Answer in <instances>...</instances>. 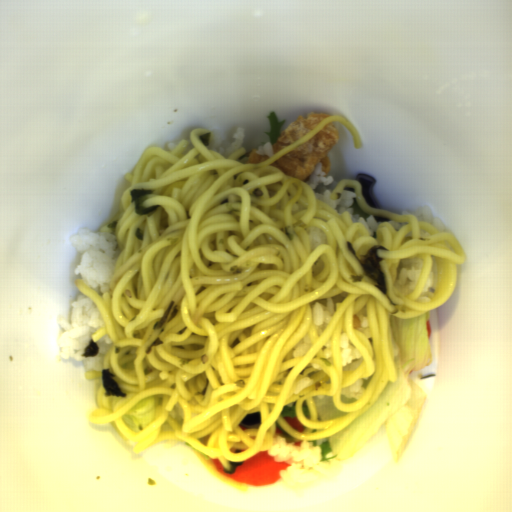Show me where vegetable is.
<instances>
[{
    "mask_svg": "<svg viewBox=\"0 0 512 512\" xmlns=\"http://www.w3.org/2000/svg\"><path fill=\"white\" fill-rule=\"evenodd\" d=\"M429 321V311L411 319L390 315L395 381L387 384L371 406L352 423L336 433L310 440L312 446L320 449L319 461L352 459L382 428L394 463L400 462L426 402L412 374L429 367L432 361Z\"/></svg>",
    "mask_w": 512,
    "mask_h": 512,
    "instance_id": "obj_1",
    "label": "vegetable"
},
{
    "mask_svg": "<svg viewBox=\"0 0 512 512\" xmlns=\"http://www.w3.org/2000/svg\"><path fill=\"white\" fill-rule=\"evenodd\" d=\"M281 416H289V417H296L298 418L296 414V401H292L286 406H284Z\"/></svg>",
    "mask_w": 512,
    "mask_h": 512,
    "instance_id": "obj_4",
    "label": "vegetable"
},
{
    "mask_svg": "<svg viewBox=\"0 0 512 512\" xmlns=\"http://www.w3.org/2000/svg\"><path fill=\"white\" fill-rule=\"evenodd\" d=\"M315 415L317 421L330 420L336 417L346 415V412L340 411L334 404V397L327 395L312 396Z\"/></svg>",
    "mask_w": 512,
    "mask_h": 512,
    "instance_id": "obj_2",
    "label": "vegetable"
},
{
    "mask_svg": "<svg viewBox=\"0 0 512 512\" xmlns=\"http://www.w3.org/2000/svg\"><path fill=\"white\" fill-rule=\"evenodd\" d=\"M340 401L342 402L343 405H348V404H351L353 402H356L358 400H355L353 397H350V396H347V395H344L341 391H340Z\"/></svg>",
    "mask_w": 512,
    "mask_h": 512,
    "instance_id": "obj_5",
    "label": "vegetable"
},
{
    "mask_svg": "<svg viewBox=\"0 0 512 512\" xmlns=\"http://www.w3.org/2000/svg\"><path fill=\"white\" fill-rule=\"evenodd\" d=\"M302 412H303L304 417H308V418L310 417L305 400H304V403H303Z\"/></svg>",
    "mask_w": 512,
    "mask_h": 512,
    "instance_id": "obj_6",
    "label": "vegetable"
},
{
    "mask_svg": "<svg viewBox=\"0 0 512 512\" xmlns=\"http://www.w3.org/2000/svg\"><path fill=\"white\" fill-rule=\"evenodd\" d=\"M269 119V131H264V134L271 140V144H275L281 132L283 131L285 120L278 122L276 112L272 111L267 115Z\"/></svg>",
    "mask_w": 512,
    "mask_h": 512,
    "instance_id": "obj_3",
    "label": "vegetable"
}]
</instances>
